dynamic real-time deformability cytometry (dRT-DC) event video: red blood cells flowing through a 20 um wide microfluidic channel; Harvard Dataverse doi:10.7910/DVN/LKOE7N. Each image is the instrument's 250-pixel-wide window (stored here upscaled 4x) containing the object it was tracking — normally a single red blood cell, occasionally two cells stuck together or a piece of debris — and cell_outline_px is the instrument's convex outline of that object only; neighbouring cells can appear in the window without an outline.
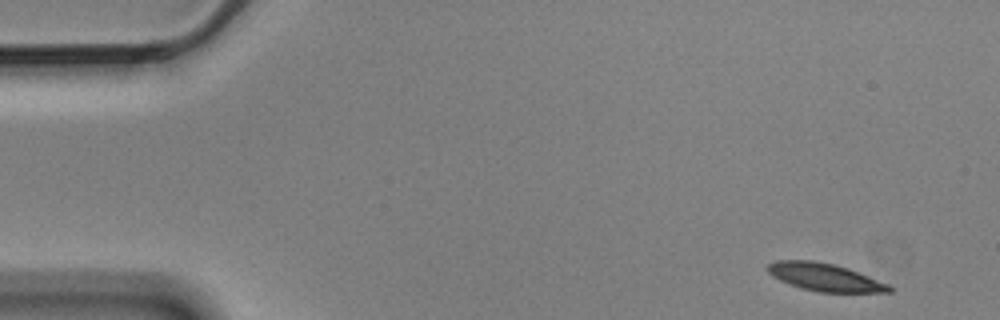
{"species": "Egyptian fruit bat (a non-hibernating species)", "species_latin": "Rousettus aegyptiacus", "temperature_condition": "cold", "stored_images_in_passage": 7, "camera_frame_rate_fps": 3000, "um_per_image_px": 0.085, "animal": {"sex": "male"}, "frame": {"image": 1, "passage_image": 1, "time_ms": 0.0, "image_size_px": [1000, 320], "cell_outline_px": [[892, 292], [820, 292], [800, 288], [780, 280], [772, 276], [764, 268], [768, 264], [776, 260], [812, 260], [832, 264], [848, 268], [888, 284], [892, 288]], "centroid_in_image_um": [70.06, 23.55], "position_along_channel_um": 14.9, "area_um2": 19.54}}
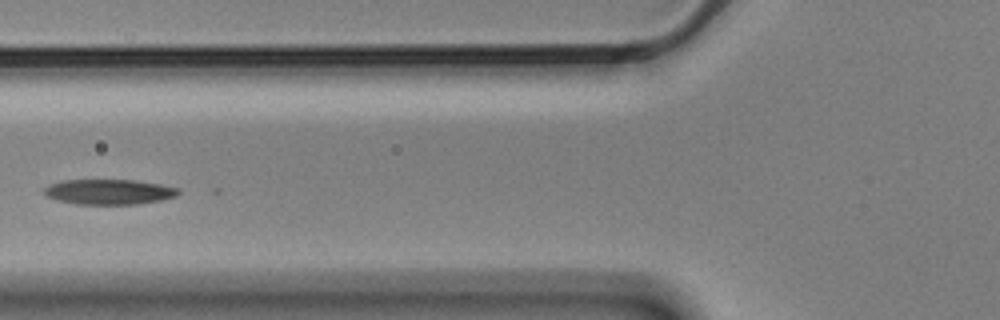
{"frame": {"image": 2, "passage_image": 6, "time_ms": 1.667, "image_size_px": [1000, 320], "cell_outline_px": [[180, 192], [176, 196], [160, 200], [136, 204], [76, 204], [56, 200], [44, 196], [44, 188], [48, 184], [60, 180], [132, 180], [160, 184], [180, 188]], "centroid_in_image_um": [9.22, 16.3], "position_along_channel_um": 116.6, "area_um2": 19.83}}
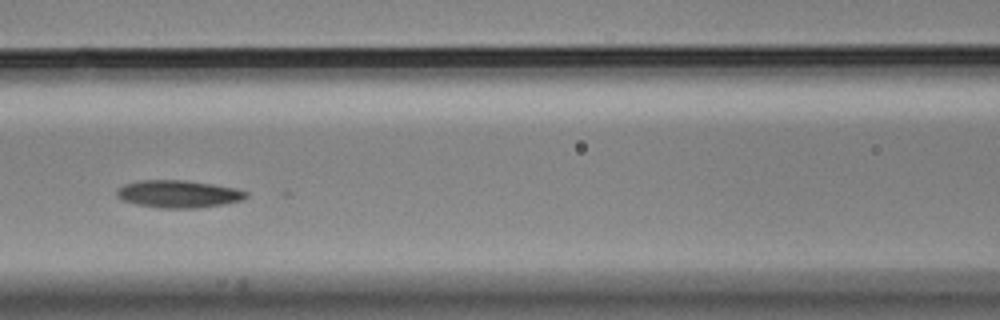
{"frame": {"image": 3, "passage_image": 7, "time_ms": 2.0, "image_size_px": [1000, 320], "cell_outline_px": [[248, 196], [244, 200], [224, 204], [196, 208], [160, 208], [136, 204], [124, 200], [116, 196], [116, 188], [124, 184], [140, 180], [184, 180], [212, 184], [236, 188], [248, 192]], "centroid_in_image_um": [15.17, 16.48], "position_along_channel_um": 151.4, "area_um2": 20.81}}